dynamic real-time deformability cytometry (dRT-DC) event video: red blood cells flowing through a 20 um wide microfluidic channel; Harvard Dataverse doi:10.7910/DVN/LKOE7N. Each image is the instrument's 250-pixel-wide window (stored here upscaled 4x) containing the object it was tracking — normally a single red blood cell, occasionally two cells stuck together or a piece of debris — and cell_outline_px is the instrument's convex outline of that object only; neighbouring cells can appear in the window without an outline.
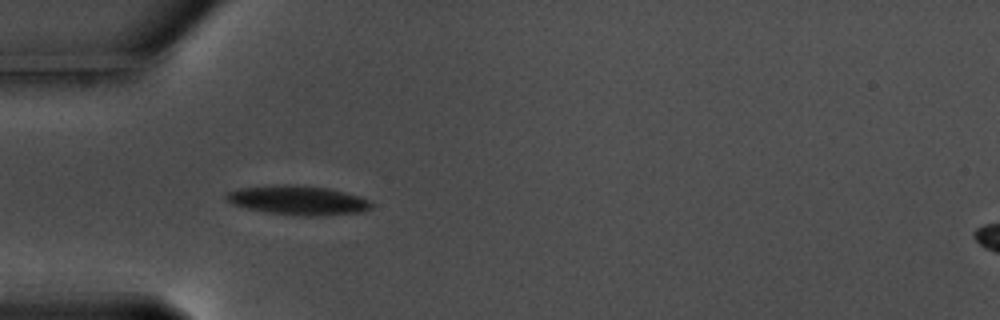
{"species": "common noctule bat (a hibernating species)", "species_latin": "Nyctalus noctula", "temperature_condition": "warm", "stored_images_in_passage": 41, "camera_frame_rate_fps": 3000, "um_per_image_px": 0.085, "animal": {"sex": "male", "body_mass_g": 17.5, "forearm_length_mm": 52.3}, "frame": {"image": 1, "passage_image": 1, "time_ms": 0.0, "image_size_px": [1000, 320], "cell_outline_px": [[372, 208], [360, 212], [316, 216], [304, 216], [264, 212], [232, 204], [224, 196], [228, 192], [240, 188], [276, 184], [292, 184], [328, 188], [360, 196], [368, 200], [372, 204]], "centroid_in_image_um": [25.32, 17.01], "position_along_channel_um": 59.7, "area_um2": 24.68}}
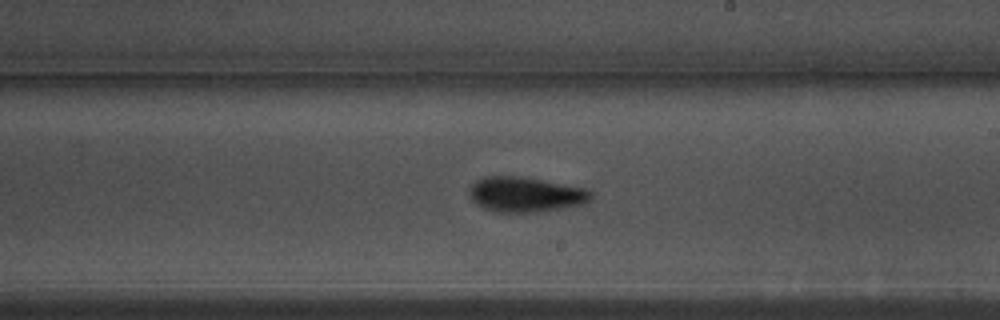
{"frame": {"image": 2, "passage_image": 17, "time_ms": 5.333, "image_size_px": [1000, 320], "cell_outline_px": [[592, 200], [580, 204], [560, 208], [536, 212], [496, 212], [484, 208], [476, 204], [472, 200], [468, 192], [468, 188], [476, 180], [484, 176], [520, 176], [588, 188], [592, 192]], "centroid_in_image_um": [44.65, 16.52], "position_along_channel_um": 244.4, "area_um2": 24.97}}
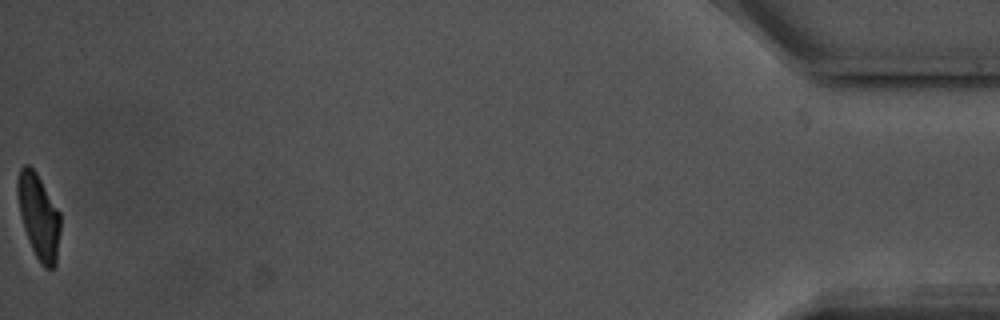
{"frame": {"image": 3, "passage_image": 41, "time_ms": 13.333, "image_size_px": [1000, 320], "cell_outline_px": [[60, 232], [56, 264], [52, 268], [44, 268], [40, 264], [32, 248], [24, 228], [20, 216], [16, 192], [16, 180], [20, 168], [24, 164], [28, 164], [36, 172], [60, 212]], "centroid_in_image_um": [3.27, 18.37], "position_along_channel_um": 431.9, "area_um2": 21.33}, "authors_computed_cell_mechanics": {"area_um2": 23.4668, "velocity_mm_per_s": 3.5548, "shape_relaxation_time_tau1_ms": 4.0807, "shape_relaxation_time_tau2_ms": 3.721, "deformation_change_tau1": 0.1485, "deformation_change_tau2": 0.1058}}